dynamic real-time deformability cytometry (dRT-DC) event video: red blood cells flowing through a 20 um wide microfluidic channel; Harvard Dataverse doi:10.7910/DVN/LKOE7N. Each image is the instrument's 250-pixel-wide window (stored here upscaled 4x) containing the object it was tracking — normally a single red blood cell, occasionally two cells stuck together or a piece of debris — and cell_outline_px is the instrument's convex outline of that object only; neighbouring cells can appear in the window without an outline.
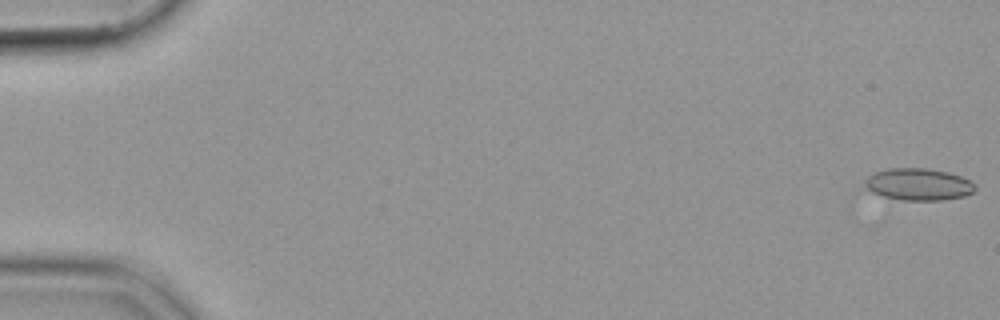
{"species": "common noctule bat (a hibernating species)", "species_latin": "Nyctalus noctula", "temperature_condition": "cold", "stored_images_in_passage": 55, "camera_frame_rate_fps": 3000, "um_per_image_px": 0.085, "animal": {"sex": "female", "body_mass_g": 19.9}, "frame": {"image": 1, "passage_image": 1, "time_ms": 0.0, "image_size_px": [1000, 320], "cell_outline_px": [[976, 188], [972, 192], [964, 196], [940, 200], [904, 200], [884, 196], [872, 192], [864, 188], [864, 180], [868, 176], [876, 172], [888, 168], [924, 168], [948, 172], [960, 176], [968, 180]], "centroid_in_image_um": [78.02, 15.66], "position_along_channel_um": 7.0, "area_um2": 20.35}}
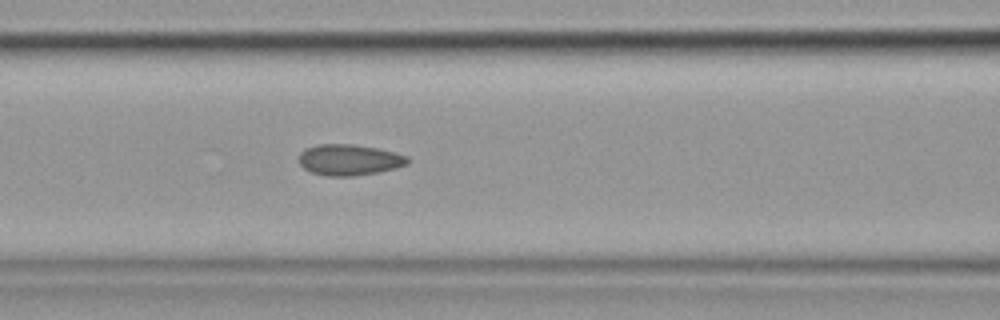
{"frame": {"image": 2, "passage_image": 24, "time_ms": 7.667, "image_size_px": [1000, 320], "cell_outline_px": [[408, 164], [396, 168], [376, 172], [352, 176], [324, 176], [312, 172], [304, 168], [300, 164], [300, 152], [304, 148], [320, 144], [352, 144], [380, 148], [396, 152], [408, 156]], "centroid_in_image_um": [29.7, 13.57], "position_along_channel_um": 136.9, "area_um2": 19.71}}
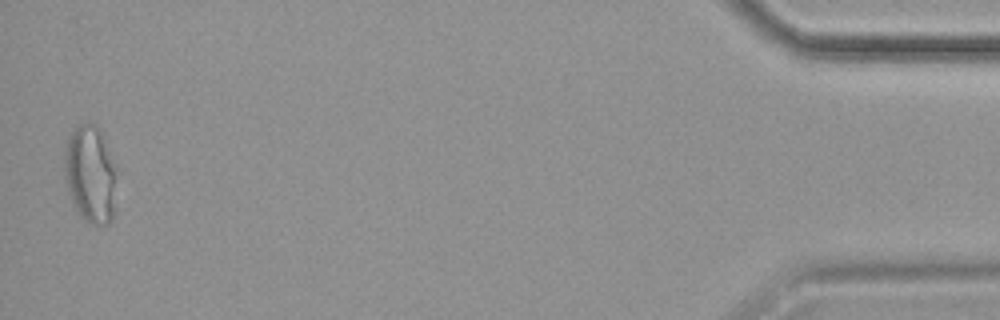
{"frame": {"image": 3, "passage_image": 54, "time_ms": 17.667, "image_size_px": [1000, 320], "cell_outline_px": [[116, 172], [112, 220], [108, 224], [92, 224], [80, 216], [72, 200], [64, 176], [64, 152], [68, 140], [72, 132], [80, 120], [88, 120], [96, 124], [104, 136], [116, 168]], "centroid_in_image_um": [7.68, 14.73], "position_along_channel_um": 427.5, "area_um2": 29.82}}